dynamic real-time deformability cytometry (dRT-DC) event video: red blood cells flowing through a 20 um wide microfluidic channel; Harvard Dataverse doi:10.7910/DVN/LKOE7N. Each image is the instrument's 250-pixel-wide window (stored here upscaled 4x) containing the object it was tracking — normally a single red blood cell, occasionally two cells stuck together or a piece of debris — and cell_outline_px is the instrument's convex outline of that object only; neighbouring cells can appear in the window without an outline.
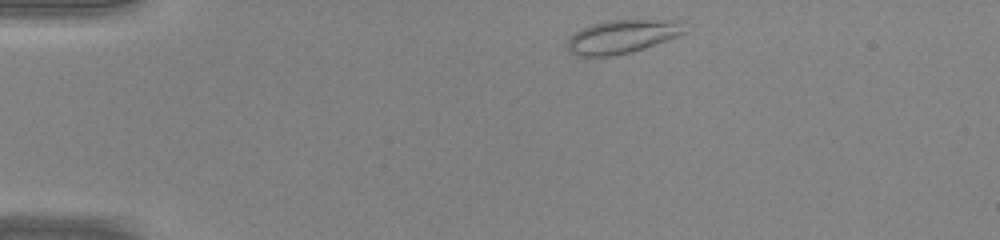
{"species": "common noctule bat (a hibernating species)", "species_latin": "Nyctalus noctula", "temperature_condition": "warm", "stored_images_in_passage": 38, "camera_frame_rate_fps": 3000, "um_per_image_px": 0.085, "animal": {"sex": "male", "body_mass_g": 20.0, "forearm_length_mm": 53.3}, "frame": {"image": 1, "passage_image": 1, "time_ms": 0.0, "image_size_px": [1000, 240], "cell_outline_px": [[684, 32], [676, 36], [628, 52], [608, 56], [576, 56], [568, 48], [568, 40], [576, 32], [592, 24], [608, 20], [684, 20]], "centroid_in_image_um": [52.87, 3.08], "position_along_channel_um": 32.1, "area_um2": 22.14}}
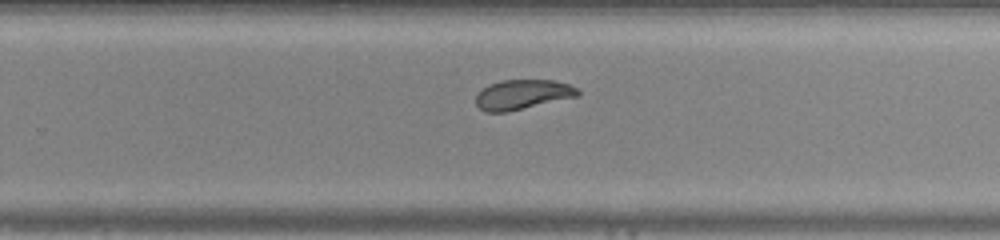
{"frame": {"image": 2, "passage_image": 22, "time_ms": 7.0, "image_size_px": [1000, 240], "cell_outline_px": [[580, 96], [508, 112], [484, 112], [476, 104], [476, 96], [488, 84], [500, 80], [552, 80], [568, 84], [580, 88]], "centroid_in_image_um": [44.45, 8.04], "position_along_channel_um": 285.3, "area_um2": 17.86}}
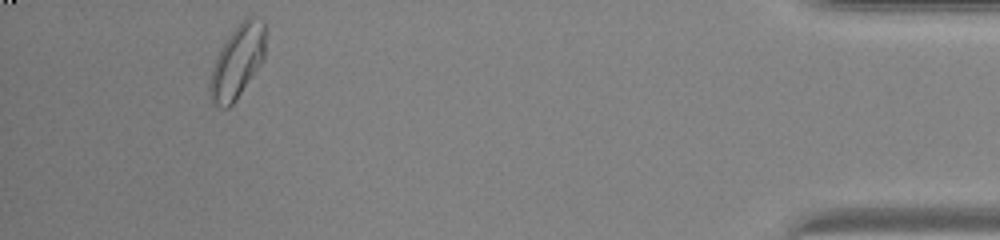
{"frame": {"image": 3, "passage_image": 35, "time_ms": 11.333, "image_size_px": [1000, 240], "cell_outline_px": [[264, 60], [236, 100], [228, 108], [224, 108], [212, 104], [208, 96], [208, 84], [212, 68], [216, 56], [220, 48], [244, 16], [252, 16], [264, 20]], "centroid_in_image_um": [20.14, 5.26], "position_along_channel_um": 415.1, "area_um2": 23.87}}